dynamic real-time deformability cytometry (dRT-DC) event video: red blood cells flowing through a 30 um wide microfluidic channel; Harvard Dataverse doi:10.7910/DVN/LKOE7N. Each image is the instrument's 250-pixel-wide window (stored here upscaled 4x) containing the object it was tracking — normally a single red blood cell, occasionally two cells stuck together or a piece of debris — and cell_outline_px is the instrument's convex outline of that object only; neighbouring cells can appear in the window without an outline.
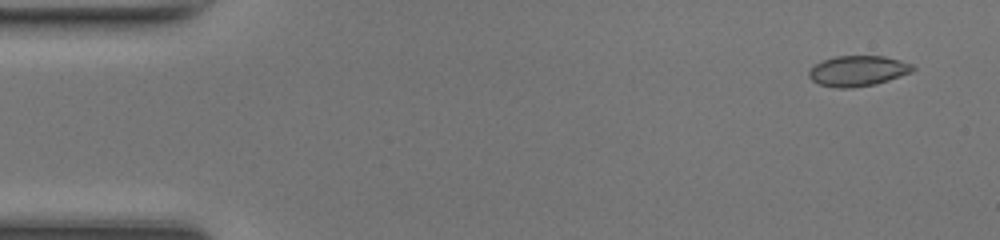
{"species": "common noctule bat (a hibernating species)", "species_latin": "Nyctalus noctula", "temperature_condition": "room temperature", "stored_images_in_passage": 37, "camera_frame_rate_fps": 3000, "um_per_image_px": 0.085, "animal": {"sex": "female", "body_mass_g": 17.0, "forearm_length_mm": 48.0}, "frame": {"image": 1, "passage_image": 1, "time_ms": 0.0, "image_size_px": [1000, 240], "cell_outline_px": [[916, 68], [912, 72], [876, 84], [852, 88], [836, 88], [820, 84], [812, 80], [808, 76], [808, 72], [820, 60], [836, 56], [884, 56], [900, 60], [912, 64]], "centroid_in_image_um": [72.92, 6.02], "position_along_channel_um": 12.1, "area_um2": 18.5}}
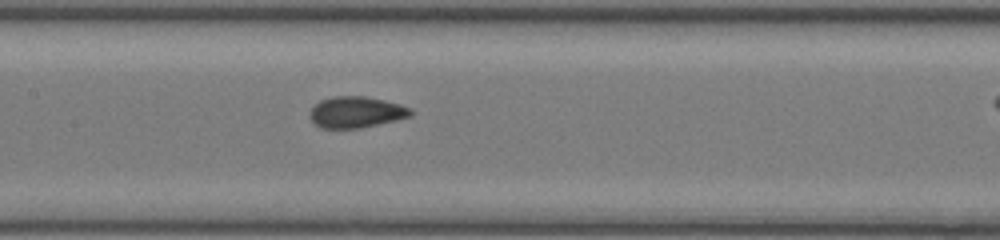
{"frame": {"image": 2, "passage_image": 21, "time_ms": 6.667, "image_size_px": [1000, 240], "cell_outline_px": [[412, 116], [396, 120], [360, 128], [320, 128], [312, 124], [308, 116], [312, 108], [320, 100], [332, 96], [364, 96], [384, 100], [400, 104], [412, 108]], "centroid_in_image_um": [30.24, 9.54], "position_along_channel_um": 177.2, "area_um2": 18.55}}
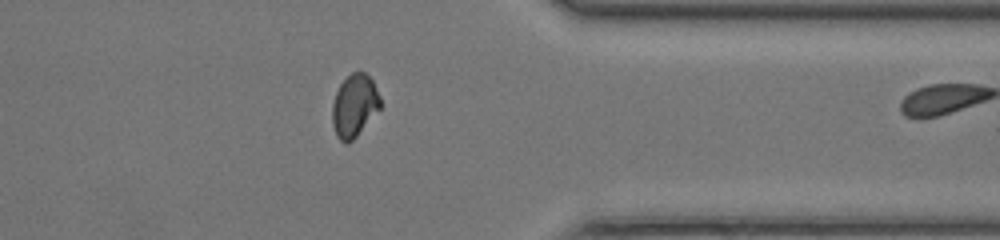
{"frame": {"image": 3, "passage_image": 36, "time_ms": 11.667, "image_size_px": [1000, 240], "cell_outline_px": [[380, 108], [356, 136], [348, 144], [344, 144], [336, 136], [332, 124], [332, 104], [336, 92], [340, 84], [352, 72], [364, 72], [372, 80], [380, 96]], "centroid_in_image_um": [30.1, 9.0], "position_along_channel_um": 381.3, "area_um2": 17.4}}